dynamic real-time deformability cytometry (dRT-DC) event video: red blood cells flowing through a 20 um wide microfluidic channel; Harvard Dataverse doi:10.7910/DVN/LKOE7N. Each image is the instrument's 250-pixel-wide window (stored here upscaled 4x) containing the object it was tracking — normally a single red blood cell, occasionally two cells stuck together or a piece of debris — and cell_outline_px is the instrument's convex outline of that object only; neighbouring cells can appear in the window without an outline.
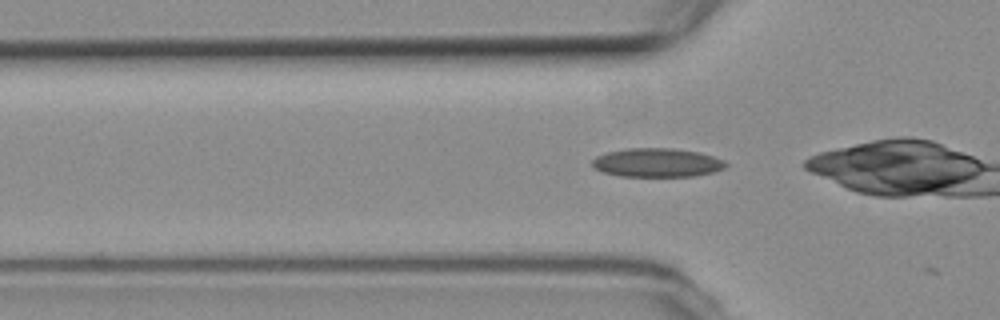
{"species": "common noctule bat (a hibernating species)", "species_latin": "Nyctalus noctula", "temperature_condition": "room temperature", "stored_images_in_passage": 7, "segment_of_instrument_passage": [2, 2], "camera_frame_rate_fps": 3000, "um_per_image_px": 0.085, "animal": {"sex": "female", "body_mass_g": 19.3, "forearm_length_mm": 54.1}, "frame": {"image": 1, "passage_image": 7, "time_ms": 7.0, "image_size_px": [1000, 320], "cell_outline_px": [[728, 164], [724, 168], [712, 172], [696, 176], [620, 176], [604, 172], [592, 168], [592, 160], [596, 156], [608, 152], [628, 148], [672, 148], [696, 152], [712, 156], [724, 160]], "centroid_in_image_um": [55.83, 13.83], "position_along_channel_um": 70.0, "area_um2": 22.31}}